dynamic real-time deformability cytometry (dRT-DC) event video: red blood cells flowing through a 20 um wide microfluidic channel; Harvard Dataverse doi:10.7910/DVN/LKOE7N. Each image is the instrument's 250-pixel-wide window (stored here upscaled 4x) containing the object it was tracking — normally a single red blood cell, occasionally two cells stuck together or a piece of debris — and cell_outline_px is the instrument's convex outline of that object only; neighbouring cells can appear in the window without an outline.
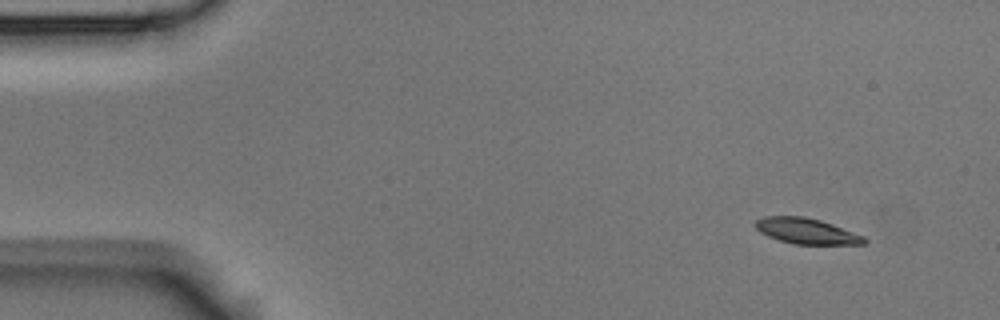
{"species": "Egyptian fruit bat (a non-hibernating species)", "species_latin": "Rousettus aegyptiacus", "temperature_condition": "room temperature", "stored_images_in_passage": 3, "camera_frame_rate_fps": 3000, "um_per_image_px": 0.085, "animal": {"sex": "male"}, "frame": {"image": 1, "passage_image": 1, "time_ms": 0.0, "image_size_px": [1000, 320], "cell_outline_px": [[868, 240], [864, 244], [792, 244], [768, 236], [760, 232], [752, 224], [756, 220], [764, 216], [804, 216], [820, 220], [832, 224], [864, 236]], "centroid_in_image_um": [68.52, 19.63], "position_along_channel_um": 16.5, "area_um2": 16.3}}
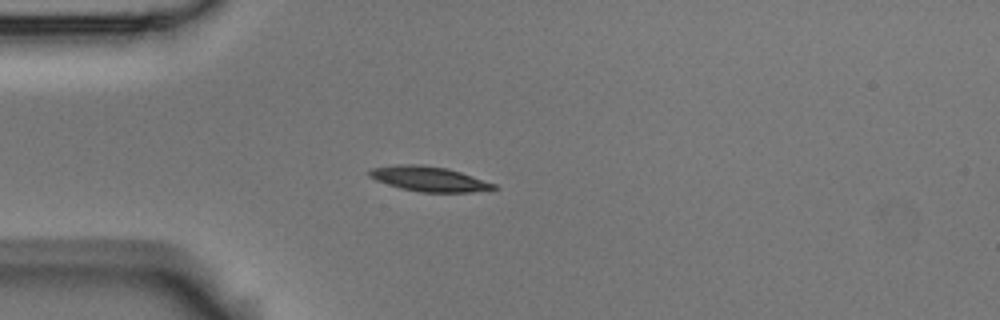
{"frame": {"image": 2, "passage_image": 3, "time_ms": 0.667, "image_size_px": [1000, 320], "cell_outline_px": [[500, 188], [472, 192], [420, 192], [400, 188], [376, 180], [368, 176], [368, 172], [372, 168], [396, 164], [420, 164], [448, 168], [496, 184]], "centroid_in_image_um": [36.46, 15.2], "position_along_channel_um": 48.5, "area_um2": 18.09}}